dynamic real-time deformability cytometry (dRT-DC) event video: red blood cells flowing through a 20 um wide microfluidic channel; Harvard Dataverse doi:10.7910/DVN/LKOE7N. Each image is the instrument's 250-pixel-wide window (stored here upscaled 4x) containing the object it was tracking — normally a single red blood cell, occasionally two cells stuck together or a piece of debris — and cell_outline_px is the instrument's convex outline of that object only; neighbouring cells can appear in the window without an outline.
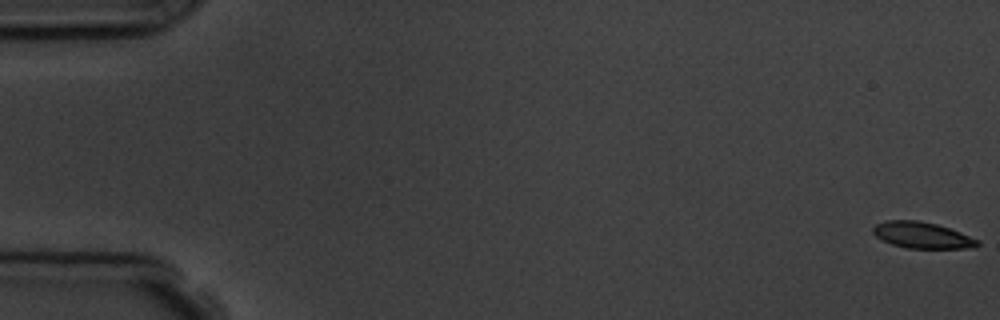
{"species": "common noctule bat (a hibernating species)", "species_latin": "Nyctalus noctula", "temperature_condition": "room temperature", "stored_images_in_passage": 6, "segment_of_instrument_passage": [1, 2], "camera_frame_rate_fps": 3000, "um_per_image_px": 0.085, "animal": {"sex": "male", "body_mass_g": 19.5, "forearm_length_mm": 54.6}, "frame": {"image": 1, "passage_image": 1, "time_ms": 0.0, "image_size_px": [1000, 320], "cell_outline_px": [[980, 244], [976, 248], [908, 248], [892, 244], [876, 236], [872, 232], [872, 228], [876, 224], [884, 220], [916, 220], [936, 224], [960, 232], [980, 240]], "centroid_in_image_um": [78.4, 19.99], "position_along_channel_um": 6.6, "area_um2": 15.95}}